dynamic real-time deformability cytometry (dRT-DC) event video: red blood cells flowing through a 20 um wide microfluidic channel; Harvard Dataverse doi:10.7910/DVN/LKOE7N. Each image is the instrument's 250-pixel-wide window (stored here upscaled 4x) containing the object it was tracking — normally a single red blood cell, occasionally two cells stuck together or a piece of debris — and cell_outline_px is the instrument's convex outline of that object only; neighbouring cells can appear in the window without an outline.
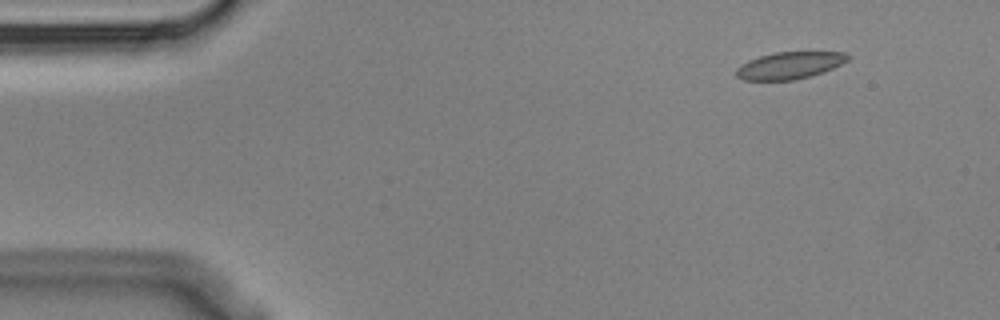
{"species": "Egyptian fruit bat (a non-hibernating species)", "species_latin": "Rousettus aegyptiacus", "temperature_condition": "cold", "stored_images_in_passage": 5, "camera_frame_rate_fps": 3000, "um_per_image_px": 0.085, "animal": {"sex": "male"}, "frame": {"image": 1, "passage_image": 1, "time_ms": 0.0, "image_size_px": [1000, 320], "cell_outline_px": [[852, 56], [848, 60], [832, 68], [796, 80], [744, 80], [736, 76], [736, 68], [740, 64], [748, 60], [772, 52], [844, 52]], "centroid_in_image_um": [67.08, 5.55], "position_along_channel_um": 17.9, "area_um2": 17.51}}
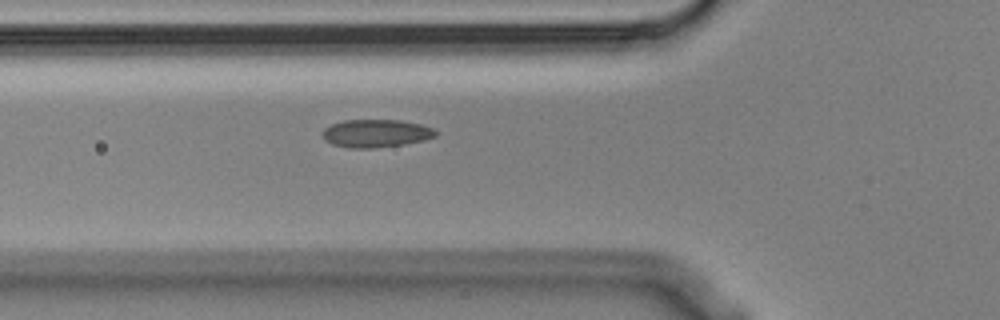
{"frame": {"image": 2, "passage_image": 5, "time_ms": 1.333, "image_size_px": [1000, 320], "cell_outline_px": [[436, 136], [424, 140], [404, 144], [372, 148], [348, 148], [332, 144], [324, 140], [320, 136], [320, 132], [324, 128], [332, 124], [344, 120], [400, 120], [420, 124], [432, 128], [436, 132]], "centroid_in_image_um": [31.89, 11.34], "position_along_channel_um": 93.9, "area_um2": 18.5}}